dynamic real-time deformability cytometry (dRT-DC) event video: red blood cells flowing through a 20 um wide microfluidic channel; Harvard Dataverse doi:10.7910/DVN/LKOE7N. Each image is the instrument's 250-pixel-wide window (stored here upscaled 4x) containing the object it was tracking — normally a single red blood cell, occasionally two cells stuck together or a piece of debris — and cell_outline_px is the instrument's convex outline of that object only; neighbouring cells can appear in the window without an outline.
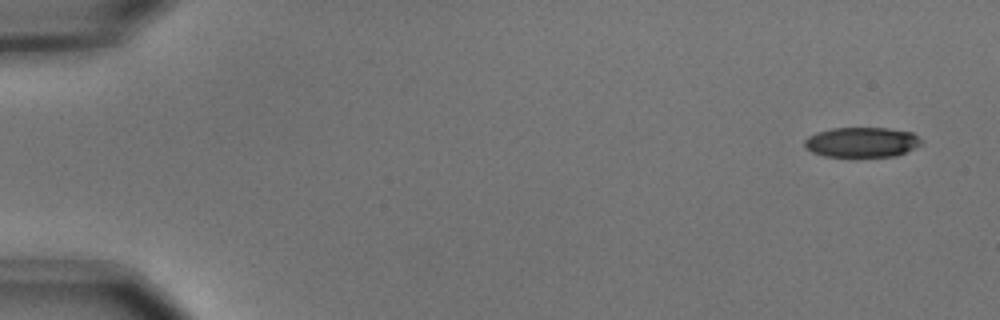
{"species": "common noctule bat (a hibernating species)", "species_latin": "Nyctalus noctula", "temperature_condition": "cold", "stored_images_in_passage": 52, "camera_frame_rate_fps": 3000, "um_per_image_px": 0.085, "animal": {"sex": "male", "body_mass_g": 15.6}, "frame": {"image": 1, "passage_image": 1, "time_ms": 0.0, "image_size_px": [1000, 320], "cell_outline_px": [[924, 144], [896, 156], [824, 156], [812, 152], [804, 148], [804, 140], [808, 136], [816, 132], [832, 128], [888, 128], [912, 132], [924, 140]], "centroid_in_image_um": [73.27, 12.08], "position_along_channel_um": 11.7, "area_um2": 20.63}}
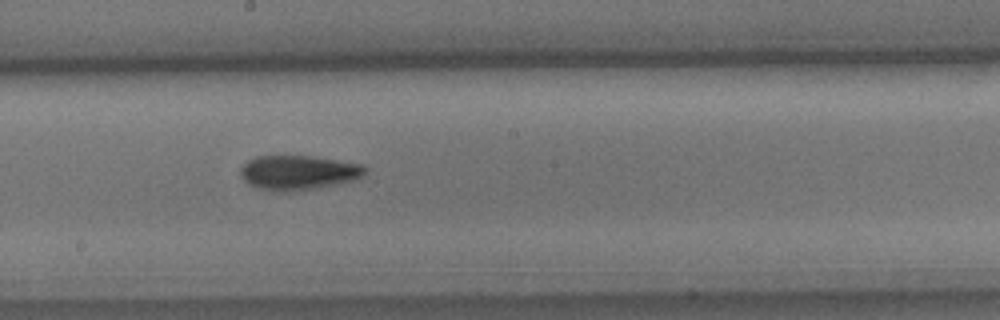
{"frame": {"image": 2, "passage_image": 29, "time_ms": 9.333, "image_size_px": [1000, 320], "cell_outline_px": [[368, 168], [360, 176], [352, 180], [316, 188], [288, 192], [256, 188], [248, 184], [240, 176], [240, 168], [248, 160], [256, 156], [312, 156], [364, 164]], "centroid_in_image_um": [25.32, 14.66], "position_along_channel_um": 222.9, "area_um2": 24.97}}
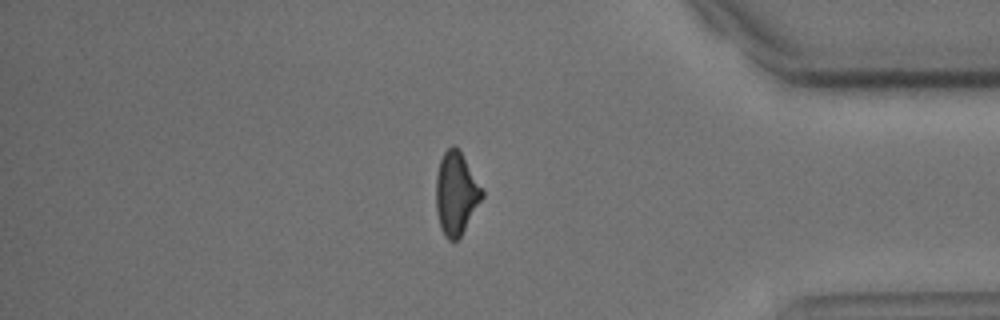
{"frame": {"image": 3, "passage_image": 45, "time_ms": 14.667, "image_size_px": [1000, 320], "cell_outline_px": [[484, 196], [460, 236], [456, 240], [448, 240], [444, 236], [440, 228], [436, 212], [436, 176], [440, 160], [444, 152], [452, 144], [460, 148], [484, 188]], "centroid_in_image_um": [38.78, 16.39], "position_along_channel_um": 396.4, "area_um2": 22.66}}